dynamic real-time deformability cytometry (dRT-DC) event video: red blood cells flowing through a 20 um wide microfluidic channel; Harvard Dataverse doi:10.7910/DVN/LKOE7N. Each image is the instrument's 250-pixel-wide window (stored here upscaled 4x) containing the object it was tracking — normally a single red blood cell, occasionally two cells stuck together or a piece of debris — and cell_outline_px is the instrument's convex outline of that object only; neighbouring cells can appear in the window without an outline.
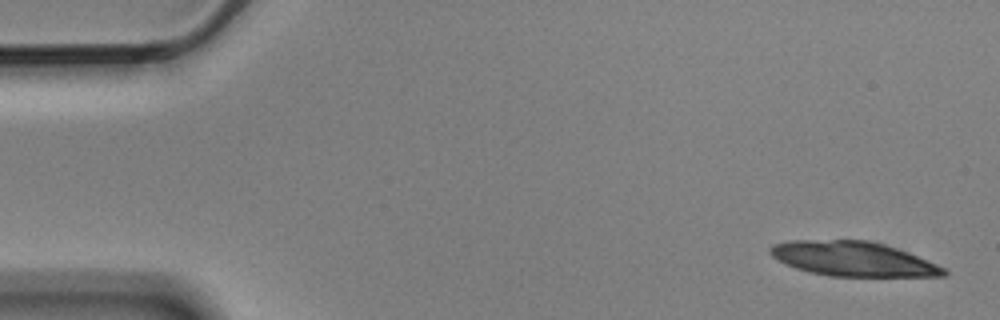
{"species": "Egyptian fruit bat (a non-hibernating species)", "species_latin": "Rousettus aegyptiacus", "temperature_condition": "cold", "stored_images_in_passage": 5, "camera_frame_rate_fps": 3000, "um_per_image_px": 0.085, "animal": {"sex": "male"}, "frame": {"image": 1, "passage_image": 1, "time_ms": 0.0, "image_size_px": [1000, 320], "cell_outline_px": [[948, 272], [944, 276], [828, 276], [808, 272], [784, 264], [772, 256], [768, 252], [768, 248], [772, 244], [792, 240], [868, 240], [884, 244], [908, 252], [948, 268]], "centroid_in_image_um": [72.5, 22.0], "position_along_channel_um": 12.5, "area_um2": 35.2}}